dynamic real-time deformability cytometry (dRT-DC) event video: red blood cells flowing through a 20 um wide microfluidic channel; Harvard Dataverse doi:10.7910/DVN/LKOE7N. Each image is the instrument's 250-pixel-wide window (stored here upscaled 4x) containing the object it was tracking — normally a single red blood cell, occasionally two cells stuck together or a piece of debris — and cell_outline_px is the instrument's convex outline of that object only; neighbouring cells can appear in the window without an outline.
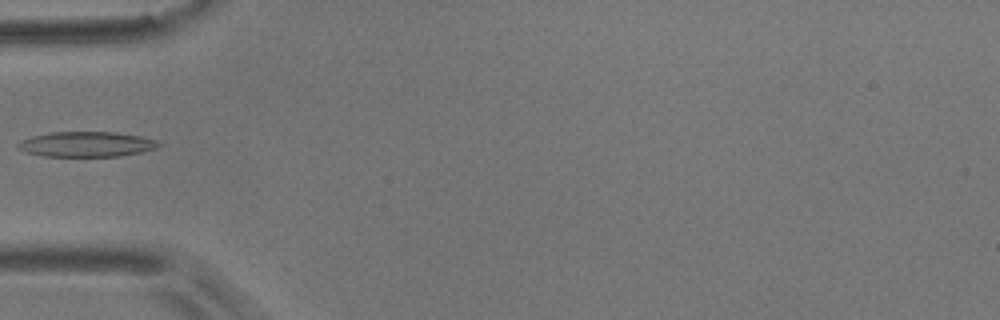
{"species": "common noctule bat (a hibernating species)", "species_latin": "Nyctalus noctula", "temperature_condition": "room temperature", "stored_images_in_passage": 9, "camera_frame_rate_fps": 3000, "um_per_image_px": 0.085, "animal": {"sex": "male", "body_mass_g": 17.9}, "frame": {"image": 1, "passage_image": 2, "time_ms": 1.333, "image_size_px": [1000, 320], "cell_outline_px": [[164, 144], [156, 148], [140, 152], [120, 156], [40, 156], [24, 152], [16, 148], [16, 144], [20, 140], [32, 136], [52, 132], [116, 132], [140, 136], [156, 140]], "centroid_in_image_um": [7.31, 12.26], "position_along_channel_um": 77.7, "area_um2": 20.81}}
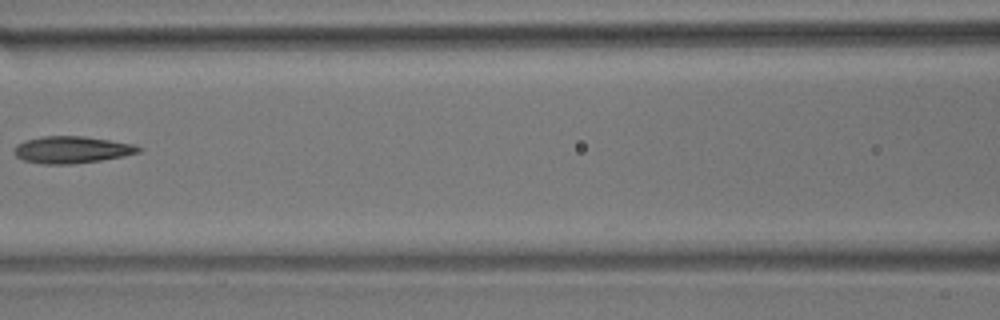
{"frame": {"image": 2, "passage_image": 4, "time_ms": 3.667, "image_size_px": [1000, 320], "cell_outline_px": [[144, 148], [140, 152], [124, 156], [100, 160], [72, 164], [44, 164], [24, 160], [16, 156], [12, 152], [16, 144], [24, 140], [44, 136], [84, 136], [132, 144]], "centroid_in_image_um": [6.08, 12.72], "position_along_channel_um": 160.5, "area_um2": 19.54}}
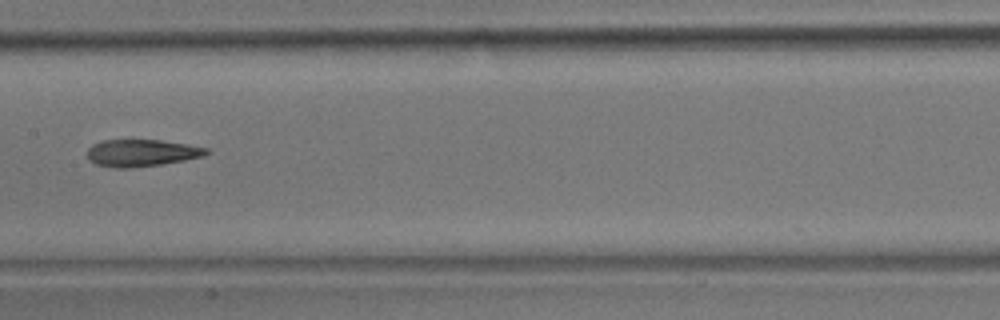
{"frame": {"image": 3, "passage_image": 5, "time_ms": 4.667, "image_size_px": [1000, 320], "cell_outline_px": [[208, 152], [200, 156], [184, 160], [160, 164], [132, 168], [116, 168], [96, 164], [88, 160], [88, 148], [92, 144], [104, 140], [160, 140], [188, 144], [208, 148]], "centroid_in_image_um": [11.99, 12.99], "position_along_channel_um": 195.4, "area_um2": 18.61}}